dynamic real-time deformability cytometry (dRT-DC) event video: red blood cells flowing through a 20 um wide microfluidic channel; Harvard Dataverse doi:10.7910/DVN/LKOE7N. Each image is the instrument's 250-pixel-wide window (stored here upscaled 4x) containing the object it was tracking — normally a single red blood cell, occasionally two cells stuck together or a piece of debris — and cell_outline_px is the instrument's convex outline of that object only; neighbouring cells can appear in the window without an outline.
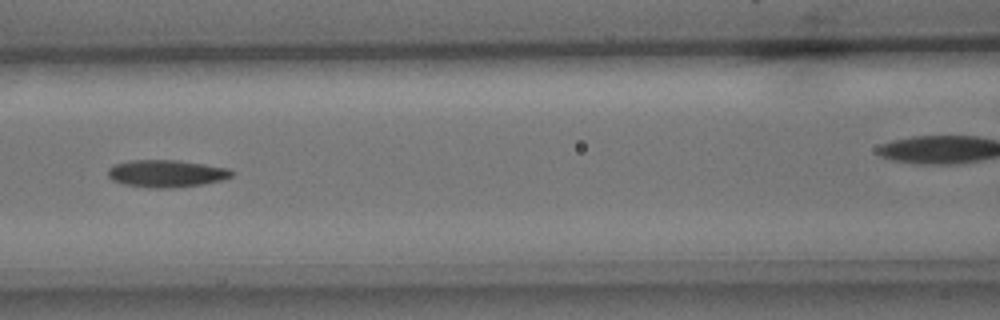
{"species": "common noctule bat (a hibernating species)", "species_latin": "Nyctalus noctula", "temperature_condition": "cold", "stored_images_in_passage": 8, "camera_frame_rate_fps": 3000, "um_per_image_px": 0.085, "animal": {"sex": "male", "body_mass_g": 15.6}, "frame": {"image": 1, "passage_image": 6, "time_ms": 1.667, "image_size_px": [1000, 320], "cell_outline_px": [[236, 172], [232, 176], [220, 180], [204, 184], [168, 188], [148, 188], [124, 184], [112, 180], [108, 176], [108, 168], [112, 164], [128, 160], [176, 160], [204, 164], [228, 168]], "centroid_in_image_um": [14.11, 14.74], "position_along_channel_um": 152.5, "area_um2": 19.83}}
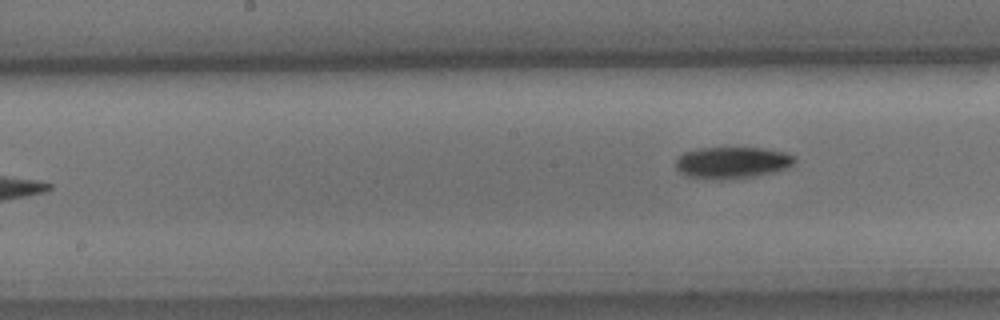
{"frame": {"image": 2, "passage_image": 8, "time_ms": 2.333, "image_size_px": [1000, 320], "cell_outline_px": [[796, 164], [788, 168], [776, 172], [760, 176], [720, 180], [688, 176], [680, 172], [676, 168], [676, 156], [684, 152], [700, 148], [764, 148], [788, 152], [796, 160]], "centroid_in_image_um": [62.28, 13.82], "position_along_channel_um": 185.9, "area_um2": 22.31}}